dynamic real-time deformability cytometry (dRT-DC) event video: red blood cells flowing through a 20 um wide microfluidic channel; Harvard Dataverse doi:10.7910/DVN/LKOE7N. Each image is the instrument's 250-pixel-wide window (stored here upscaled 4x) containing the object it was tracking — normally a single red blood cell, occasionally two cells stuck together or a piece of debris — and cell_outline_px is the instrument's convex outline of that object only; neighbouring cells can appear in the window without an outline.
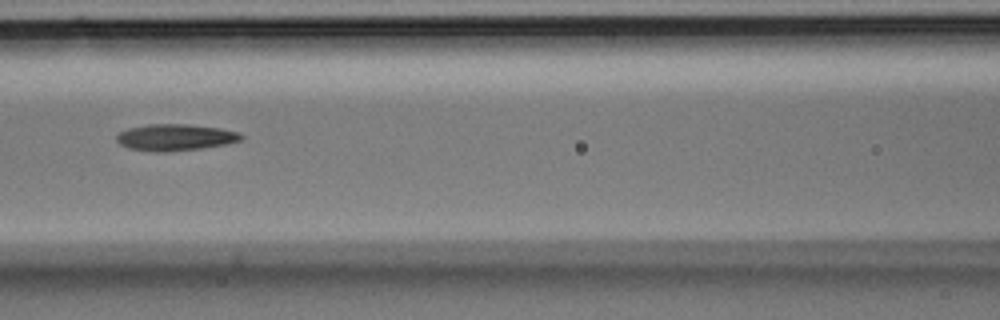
{"species": "Egyptian fruit bat (a non-hibernating species)", "species_latin": "Rousettus aegyptiacus", "temperature_condition": "room temperature", "stored_images_in_passage": 6, "segment_of_instrument_passage": [2, 2], "camera_frame_rate_fps": 3000, "um_per_image_px": 0.085, "animal": {"sex": "male"}, "frame": {"image": 1, "passage_image": 5, "time_ms": 1.333, "image_size_px": [1000, 320], "cell_outline_px": [[244, 140], [228, 144], [200, 148], [164, 152], [152, 152], [128, 148], [120, 144], [116, 140], [116, 136], [120, 132], [128, 128], [148, 124], [188, 124], [220, 128], [236, 132], [244, 136]], "centroid_in_image_um": [14.9, 11.68], "position_along_channel_um": 151.7, "area_um2": 19.36}}
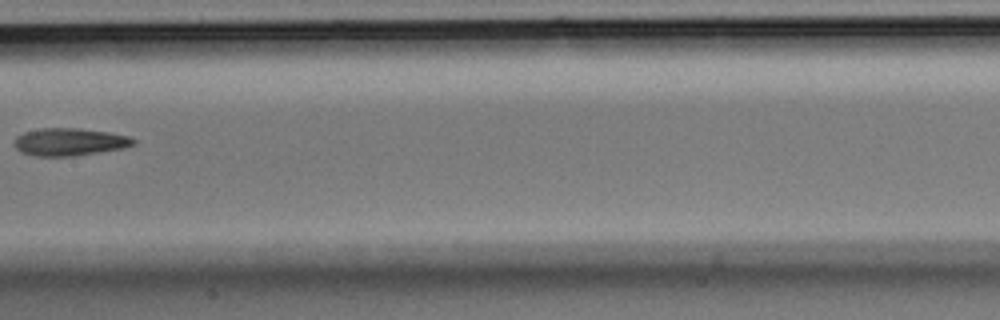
{"frame": {"image": 2, "passage_image": 6, "time_ms": 1.667, "image_size_px": [1000, 320], "cell_outline_px": [[136, 144], [124, 148], [100, 152], [72, 156], [36, 156], [20, 152], [12, 144], [16, 136], [24, 132], [44, 128], [80, 128], [108, 132], [128, 136], [136, 140]], "centroid_in_image_um": [5.9, 12.06], "position_along_channel_um": 201.5, "area_um2": 19.25}}